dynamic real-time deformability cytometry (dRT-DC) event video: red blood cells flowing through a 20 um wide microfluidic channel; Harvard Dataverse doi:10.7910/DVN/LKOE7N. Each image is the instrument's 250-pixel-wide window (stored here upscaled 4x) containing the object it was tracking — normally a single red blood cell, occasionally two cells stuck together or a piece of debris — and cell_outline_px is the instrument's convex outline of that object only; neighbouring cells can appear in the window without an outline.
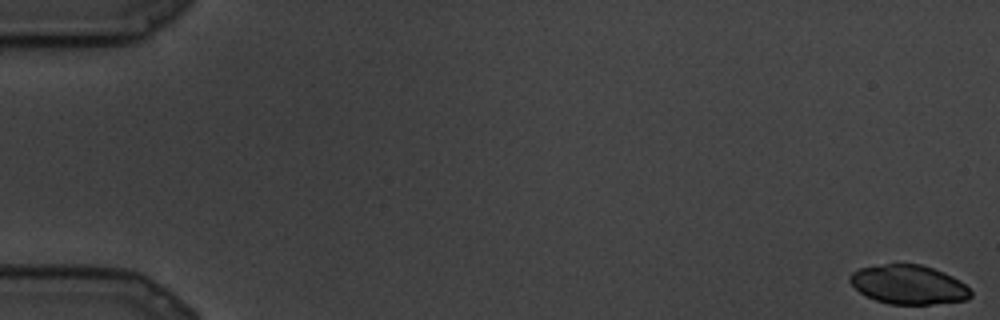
{"species": "common noctule bat (a hibernating species)", "species_latin": "Nyctalus noctula", "temperature_condition": "cold", "stored_images_in_passage": 48, "camera_frame_rate_fps": 3000, "um_per_image_px": 0.085, "animal": {"sex": "male", "body_mass_g": 19.5, "forearm_length_mm": 54.6}, "frame": {"image": 1, "passage_image": 1, "time_ms": 0.0, "image_size_px": [1000, 320], "cell_outline_px": [[972, 296], [968, 300], [928, 304], [888, 304], [876, 300], [860, 292], [848, 280], [848, 276], [852, 272], [860, 268], [884, 264], [920, 264], [944, 272], [960, 280], [972, 292]], "centroid_in_image_um": [77.24, 24.19], "position_along_channel_um": 7.8, "area_um2": 27.46}}
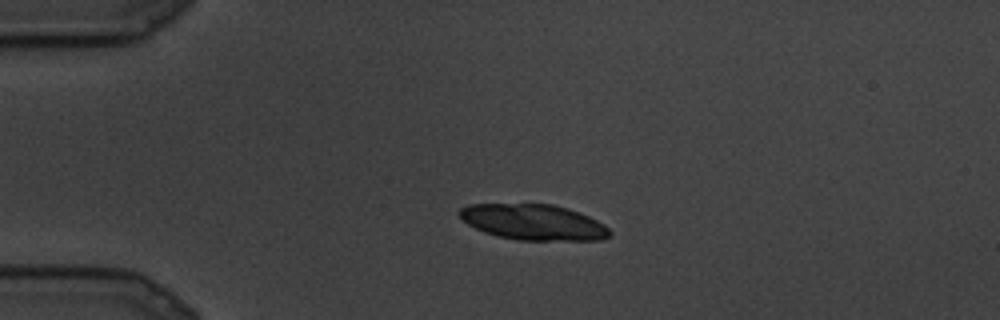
{"frame": {"image": 2, "passage_image": 22, "time_ms": 7.0, "image_size_px": [1000, 320], "cell_outline_px": [[612, 232], [608, 236], [600, 240], [516, 240], [484, 232], [468, 224], [456, 212], [460, 208], [468, 204], [552, 204], [568, 208], [588, 216], [604, 224]], "centroid_in_image_um": [45.33, 18.88], "position_along_channel_um": 39.7, "area_um2": 31.15}}